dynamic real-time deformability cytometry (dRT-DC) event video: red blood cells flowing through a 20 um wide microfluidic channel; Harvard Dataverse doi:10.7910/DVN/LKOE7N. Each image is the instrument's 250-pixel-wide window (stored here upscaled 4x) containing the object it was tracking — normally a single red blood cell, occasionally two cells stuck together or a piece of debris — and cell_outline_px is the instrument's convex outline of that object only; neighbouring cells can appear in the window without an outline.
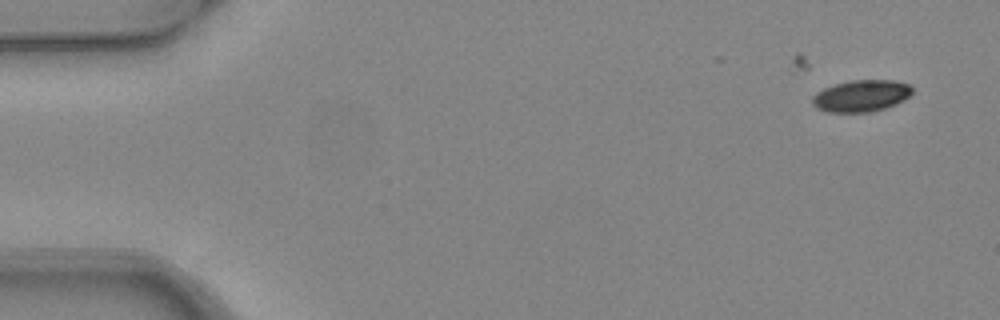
{"species": "common noctule bat (a hibernating species)", "species_latin": "Nyctalus noctula", "temperature_condition": "warm", "stored_images_in_passage": 8, "camera_frame_rate_fps": 3000, "um_per_image_px": 0.085, "animal": {"sex": "female", "body_mass_g": 24.6, "forearm_length_mm": 56.2}, "frame": {"image": 1, "passage_image": 2, "time_ms": 0.333, "image_size_px": [1000, 320], "cell_outline_px": [[912, 92], [904, 100], [896, 104], [872, 112], [824, 112], [816, 108], [812, 104], [812, 96], [816, 92], [824, 88], [836, 84], [852, 80], [892, 80], [908, 84], [912, 88]], "centroid_in_image_um": [73.17, 8.16], "position_along_channel_um": 11.8, "area_um2": 18.5}}
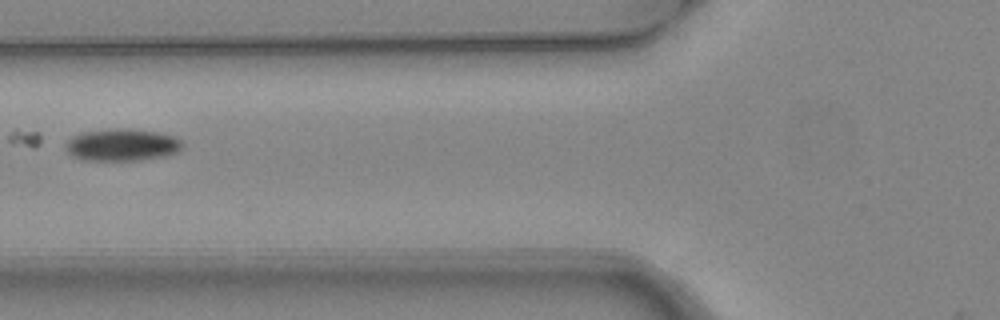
{"frame": {"image": 2, "passage_image": 7, "time_ms": 2.0, "image_size_px": [1000, 320], "cell_outline_px": [[184, 148], [176, 152], [164, 156], [140, 160], [80, 160], [72, 156], [68, 152], [64, 144], [72, 136], [84, 132], [116, 128], [128, 128], [156, 132], [172, 136], [180, 140], [184, 144]], "centroid_in_image_um": [10.36, 12.32], "position_along_channel_um": 115.4, "area_um2": 21.91}}
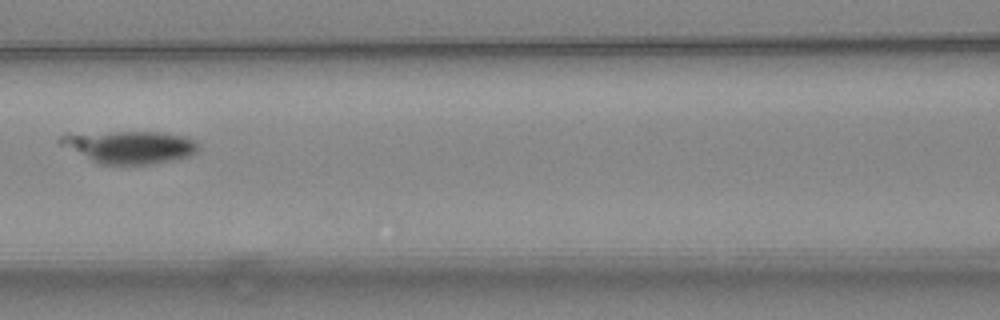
{"frame": {"image": 3, "passage_image": 8, "time_ms": 2.333, "image_size_px": [1000, 320], "cell_outline_px": [[200, 148], [196, 152], [188, 156], [172, 160], [148, 164], [100, 164], [60, 144], [56, 140], [64, 132], [160, 132], [184, 136], [196, 140], [200, 144]], "centroid_in_image_um": [10.99, 12.46], "position_along_channel_um": 155.6, "area_um2": 26.36}}